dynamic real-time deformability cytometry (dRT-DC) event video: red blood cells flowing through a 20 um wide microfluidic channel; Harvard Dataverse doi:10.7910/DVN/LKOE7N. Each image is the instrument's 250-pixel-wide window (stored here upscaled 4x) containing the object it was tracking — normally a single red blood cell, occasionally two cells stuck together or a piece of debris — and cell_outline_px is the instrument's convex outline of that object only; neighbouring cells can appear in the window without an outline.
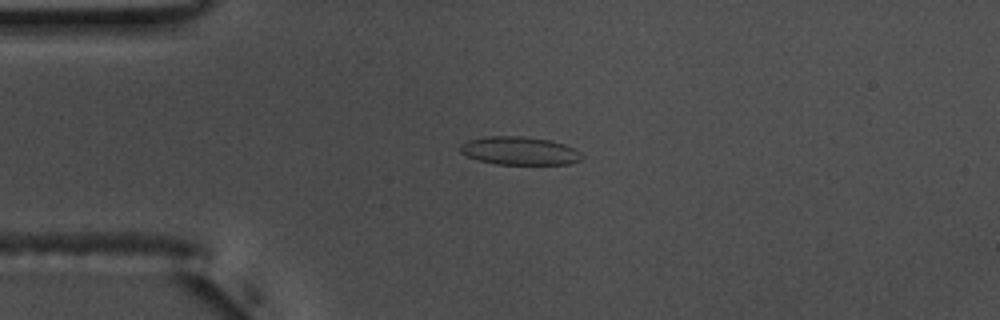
{"species": "common noctule bat (a hibernating species)", "species_latin": "Nyctalus noctula", "temperature_condition": "warm", "stored_images_in_passage": 54, "camera_frame_rate_fps": 3000, "um_per_image_px": 0.085, "animal": {"sex": "male", "body_mass_g": 17.5, "forearm_length_mm": 52.3}, "frame": {"image": 1, "passage_image": 13, "time_ms": 4.0, "image_size_px": [1000, 320], "cell_outline_px": [[584, 156], [580, 160], [568, 164], [496, 164], [476, 160], [460, 152], [460, 144], [468, 140], [484, 136], [524, 136], [548, 140], [564, 144], [580, 152]], "centroid_in_image_um": [44.12, 12.82], "position_along_channel_um": 40.9, "area_um2": 20.0}}
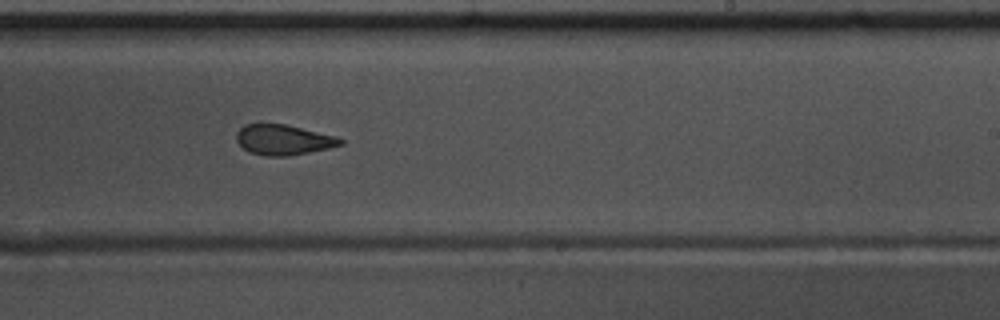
{"frame": {"image": 2, "passage_image": 33, "time_ms": 10.667, "image_size_px": [1000, 320], "cell_outline_px": [[344, 144], [328, 148], [288, 156], [264, 156], [248, 152], [236, 140], [236, 132], [244, 124], [284, 124], [336, 136], [344, 140]], "centroid_in_image_um": [24.07, 11.89], "position_along_channel_um": 264.9, "area_um2": 18.26}}
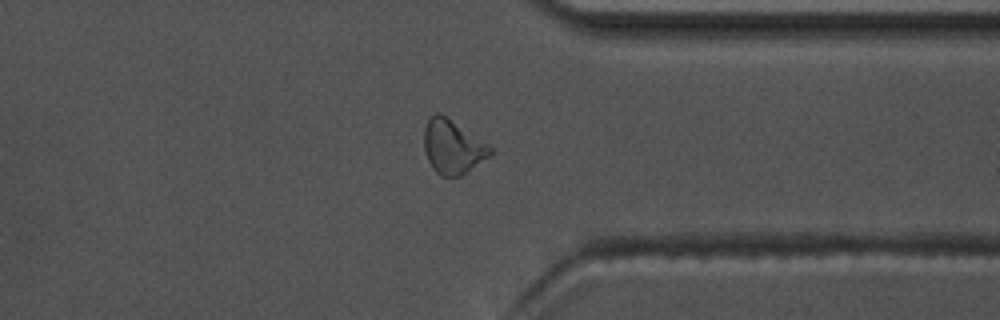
{"frame": {"image": 3, "passage_image": 42, "time_ms": 13.667, "image_size_px": [1000, 320], "cell_outline_px": [[492, 152], [488, 156], [460, 176], [440, 176], [432, 168], [428, 160], [424, 148], [424, 128], [428, 120], [436, 112], [440, 112], [488, 144], [492, 148]], "centroid_in_image_um": [38.44, 12.47], "position_along_channel_um": 373.0, "area_um2": 20.46}, "authors_computed_cell_mechanics": {"area_um2": 19.7965, "velocity_mm_per_s": 3.7132, "shape_relaxation_time_tau1_ms": 4.1244, "shape_relaxation_time_tau2_ms": 1.7561, "deformation_change_tau1": 0.141, "deformation_change_tau2": 0.0929}}